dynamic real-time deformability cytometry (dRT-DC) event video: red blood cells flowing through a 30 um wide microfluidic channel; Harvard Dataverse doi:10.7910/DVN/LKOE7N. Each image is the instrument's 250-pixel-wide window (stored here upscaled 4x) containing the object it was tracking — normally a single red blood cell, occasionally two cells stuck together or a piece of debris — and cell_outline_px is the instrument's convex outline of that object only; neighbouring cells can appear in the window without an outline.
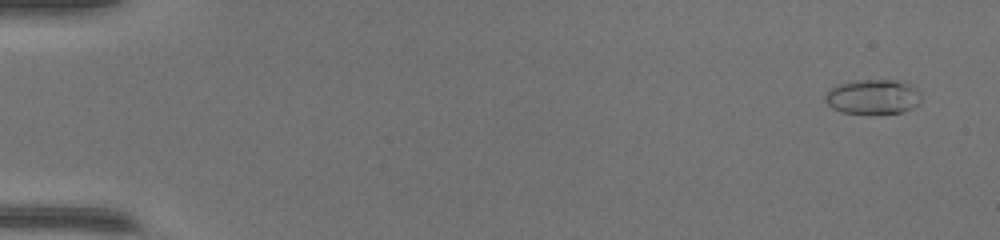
{"species": "common noctule bat (a hibernating species)", "species_latin": "Nyctalus noctula", "temperature_condition": "warm", "stored_images_in_passage": 49, "camera_frame_rate_fps": 3000, "um_per_image_px": 0.085, "animal": {"sex": "female", "body_mass_g": 17.0, "forearm_length_mm": 48.0}, "frame": {"image": 1, "passage_image": 2, "time_ms": 0.333, "image_size_px": [1000, 240], "cell_outline_px": [[920, 104], [904, 112], [840, 112], [832, 108], [824, 100], [824, 96], [828, 88], [840, 84], [856, 80], [908, 80], [920, 92]], "centroid_in_image_um": [74.23, 8.19], "position_along_channel_um": 10.8, "area_um2": 19.54}}
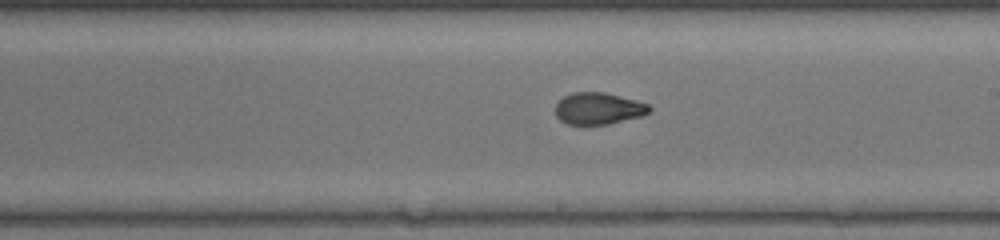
{"frame": {"image": 2, "passage_image": 29, "time_ms": 9.333, "image_size_px": [1000, 240], "cell_outline_px": [[652, 108], [648, 112], [640, 116], [608, 124], [568, 124], [560, 120], [556, 116], [556, 104], [564, 96], [572, 92], [604, 92], [636, 100], [648, 104]], "centroid_in_image_um": [50.85, 9.21], "position_along_channel_um": 238.1, "area_um2": 17.22}}
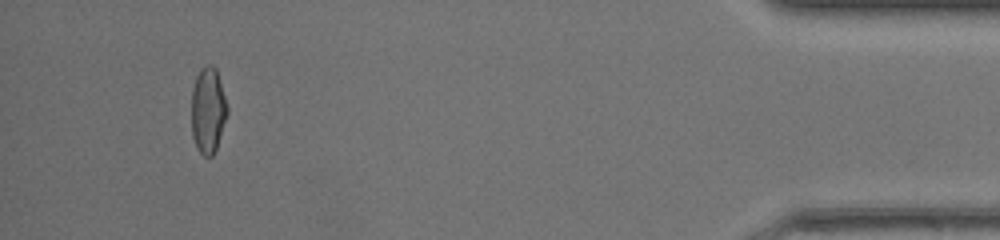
{"frame": {"image": 3, "passage_image": 46, "time_ms": 15.0, "image_size_px": [1000, 240], "cell_outline_px": [[228, 112], [216, 148], [212, 156], [204, 156], [196, 148], [192, 136], [192, 88], [196, 76], [200, 68], [204, 64], [212, 64], [216, 68], [228, 108]], "centroid_in_image_um": [17.67, 9.34], "position_along_channel_um": 417.5, "area_um2": 17.98}, "authors_computed_cell_mechanics": {"area_um2": 18.1492, "velocity_mm_per_s": 4.327, "shape_relaxation_time_tau1_ms": null, "shape_relaxation_time_tau2_ms": 0.7678, "deformation_change_tau1": null, "deformation_change_tau2": 0.0552}}